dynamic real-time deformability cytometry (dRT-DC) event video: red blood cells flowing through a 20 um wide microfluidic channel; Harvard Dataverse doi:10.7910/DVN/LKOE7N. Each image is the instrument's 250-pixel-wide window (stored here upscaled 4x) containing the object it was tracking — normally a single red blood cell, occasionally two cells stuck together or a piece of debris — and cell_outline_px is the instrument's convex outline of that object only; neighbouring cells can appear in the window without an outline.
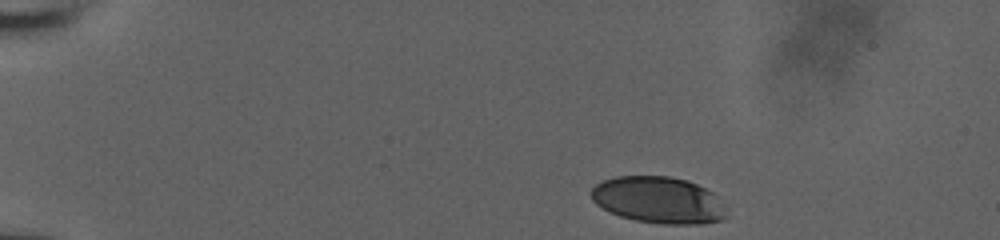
{"species": "human", "species_latin": "Homo sapiens", "temperature_condition": "room temperature", "stored_images_in_passage": 40, "camera_frame_rate_fps": 3000, "um_per_image_px": 0.085, "donor": {"sex": "male"}, "frame": {"image": 1, "passage_image": 1, "time_ms": 0.0, "image_size_px": [1000, 240], "cell_outline_px": [[728, 216], [724, 220], [700, 224], [660, 224], [636, 220], [620, 216], [596, 204], [592, 200], [592, 188], [596, 184], [604, 180], [616, 176], [668, 176], [688, 180], [712, 192], [724, 208]], "centroid_in_image_um": [55.98, 17.01], "position_along_channel_um": 29.0, "area_um2": 36.59}}
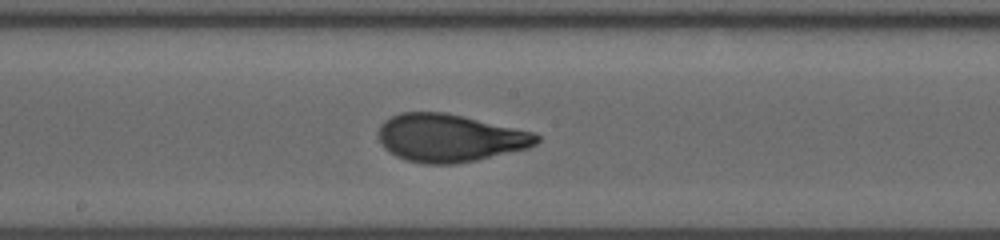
{"frame": {"image": 2, "passage_image": 23, "time_ms": 7.333, "image_size_px": [1000, 240], "cell_outline_px": [[540, 140], [536, 144], [528, 148], [476, 160], [456, 164], [424, 164], [408, 160], [396, 156], [384, 148], [380, 140], [380, 124], [384, 120], [400, 112], [448, 112], [536, 132], [540, 136]], "centroid_in_image_um": [38.26, 11.71], "position_along_channel_um": 209.9, "area_um2": 44.27}}
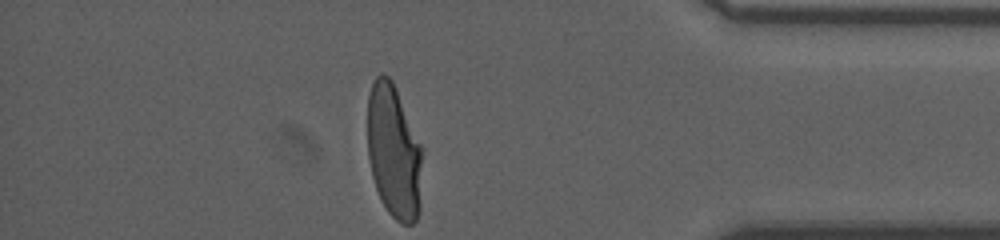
{"frame": {"image": 3, "passage_image": 40, "time_ms": 13.0, "image_size_px": [1000, 240], "cell_outline_px": [[424, 148], [420, 208], [416, 220], [412, 224], [400, 224], [388, 212], [380, 200], [372, 176], [368, 160], [368, 96], [372, 84], [376, 76], [380, 72], [384, 72], [392, 80]], "centroid_in_image_um": [33.5, 12.91], "position_along_channel_um": 401.7, "area_um2": 43.81}, "authors_computed_cell_mechanics": {"area_um2": 43.4078, "velocity_mm_per_s": 3.8517, "shape_relaxation_time_tau1_ms": 3.9795, "shape_relaxation_time_tau2_ms": null, "deformation_change_tau1": 0.1978, "deformation_change_tau2": null}}